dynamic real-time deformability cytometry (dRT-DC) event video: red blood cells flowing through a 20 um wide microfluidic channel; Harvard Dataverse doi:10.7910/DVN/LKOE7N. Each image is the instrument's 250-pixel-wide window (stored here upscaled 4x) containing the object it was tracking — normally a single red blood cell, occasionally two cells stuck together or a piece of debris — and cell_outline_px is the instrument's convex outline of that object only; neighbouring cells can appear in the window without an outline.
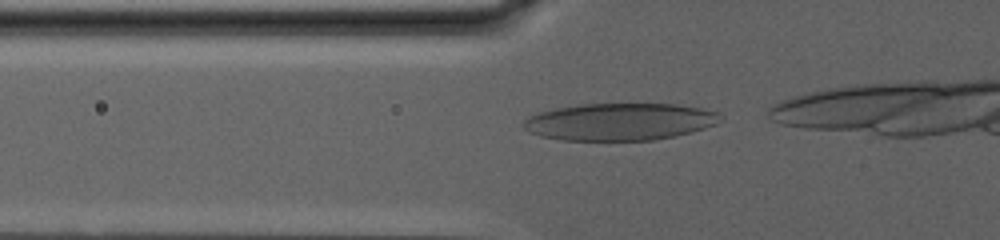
{"species": "human", "species_latin": "Homo sapiens", "temperature_condition": "warm", "stored_images_in_passage": 37, "camera_frame_rate_fps": 3000, "um_per_image_px": 0.085, "donor": {"sex": "male"}, "frame": {"image": 1, "passage_image": 23, "time_ms": 7.333, "image_size_px": [1000, 240], "cell_outline_px": [[724, 120], [716, 124], [704, 128], [676, 136], [652, 140], [560, 140], [540, 136], [528, 132], [524, 128], [524, 120], [528, 116], [540, 112], [556, 108], [580, 104], [676, 104], [700, 108], [716, 112]], "centroid_in_image_um": [52.66, 10.35], "position_along_channel_um": 73.1, "area_um2": 42.66}}
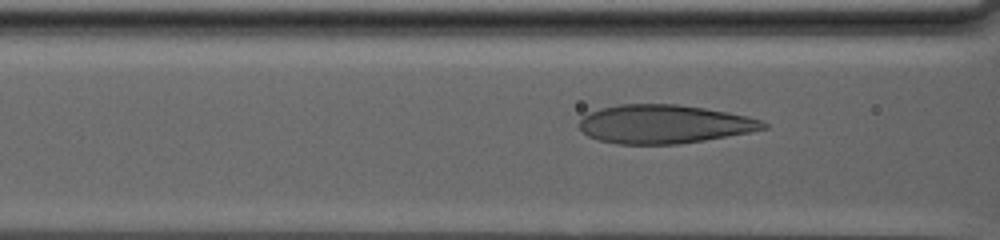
{"frame": {"image": 2, "passage_image": 28, "time_ms": 9.0, "image_size_px": [1000, 240], "cell_outline_px": [[768, 128], [748, 132], [704, 140], [676, 144], [620, 144], [600, 140], [588, 136], [580, 128], [580, 120], [588, 112], [600, 108], [620, 104], [676, 104], [704, 108], [728, 112], [748, 116], [760, 120], [768, 124]], "centroid_in_image_um": [56.44, 10.54], "position_along_channel_um": 110.2, "area_um2": 41.21}}
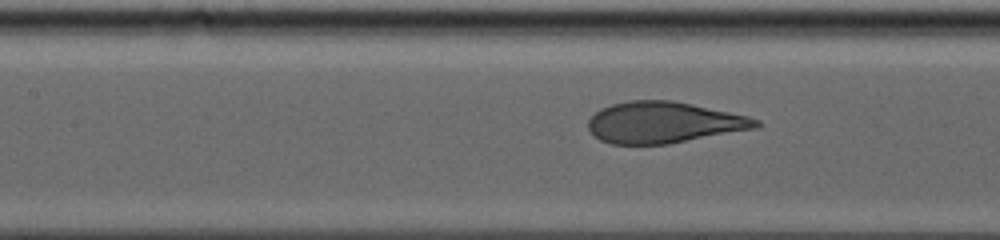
{"frame": {"image": 3, "passage_image": 33, "time_ms": 10.667, "image_size_px": [1000, 240], "cell_outline_px": [[760, 128], [668, 144], [612, 144], [600, 140], [588, 128], [588, 120], [600, 108], [612, 104], [628, 100], [672, 100], [692, 104], [748, 116], [760, 120]], "centroid_in_image_um": [56.45, 10.41], "position_along_channel_um": 151.0, "area_um2": 40.46}}